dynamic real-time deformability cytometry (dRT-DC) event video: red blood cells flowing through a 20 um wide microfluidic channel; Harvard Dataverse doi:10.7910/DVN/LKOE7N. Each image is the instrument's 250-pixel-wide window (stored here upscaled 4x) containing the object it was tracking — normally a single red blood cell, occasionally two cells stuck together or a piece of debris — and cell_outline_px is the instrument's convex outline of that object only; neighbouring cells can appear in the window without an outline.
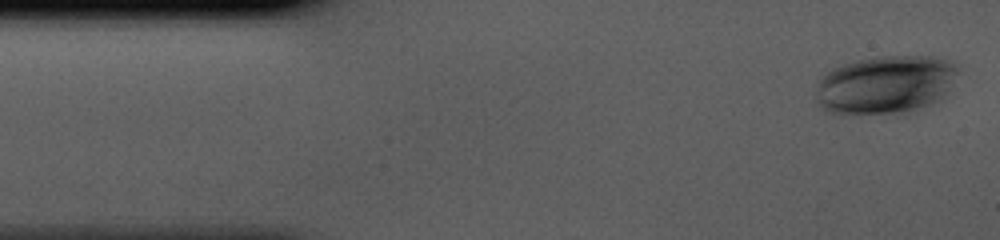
{"species": "human", "species_latin": "Homo sapiens", "temperature_condition": "cold", "stored_images_in_passage": 41, "camera_frame_rate_fps": 3000, "um_per_image_px": 0.085, "donor": {"sex": "male"}, "frame": {"image": 1, "passage_image": 1, "time_ms": 0.0, "image_size_px": [1000, 240], "cell_outline_px": [[960, 72], [940, 100], [916, 108], [900, 112], [824, 112], [816, 104], [816, 84], [832, 68], [856, 60], [876, 56], [932, 56], [956, 64]], "centroid_in_image_um": [75.25, 7.16], "position_along_channel_um": 9.8, "area_um2": 47.63}}
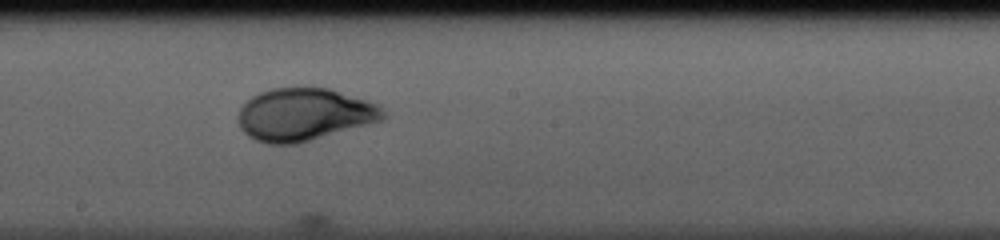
{"frame": {"image": 2, "passage_image": 22, "time_ms": 7.0, "image_size_px": [1000, 240], "cell_outline_px": [[388, 116], [384, 120], [296, 144], [268, 144], [256, 140], [248, 136], [240, 128], [240, 108], [252, 96], [260, 92], [272, 88], [328, 88], [376, 104]], "centroid_in_image_um": [25.86, 9.75], "position_along_channel_um": 222.3, "area_um2": 43.87}}
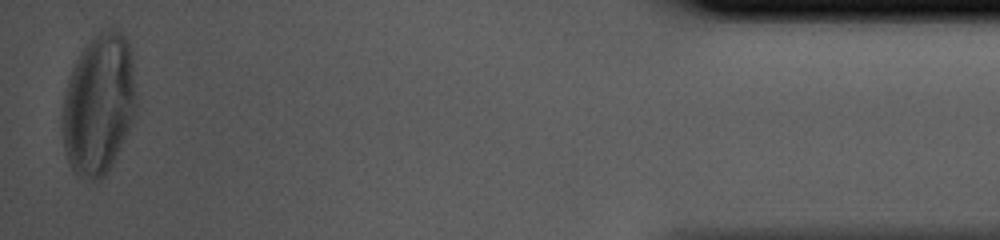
{"frame": {"image": 3, "passage_image": 41, "time_ms": 13.333, "image_size_px": [1000, 240], "cell_outline_px": [[136, 112], [112, 164], [108, 172], [100, 180], [92, 180], [76, 176], [68, 160], [64, 148], [64, 96], [68, 80], [72, 68], [80, 52], [88, 40], [92, 36], [100, 32], [112, 28], [120, 28], [128, 40], [132, 52], [136, 96]], "centroid_in_image_um": [8.43, 8.81], "position_along_channel_um": 426.8, "area_um2": 60.57}}